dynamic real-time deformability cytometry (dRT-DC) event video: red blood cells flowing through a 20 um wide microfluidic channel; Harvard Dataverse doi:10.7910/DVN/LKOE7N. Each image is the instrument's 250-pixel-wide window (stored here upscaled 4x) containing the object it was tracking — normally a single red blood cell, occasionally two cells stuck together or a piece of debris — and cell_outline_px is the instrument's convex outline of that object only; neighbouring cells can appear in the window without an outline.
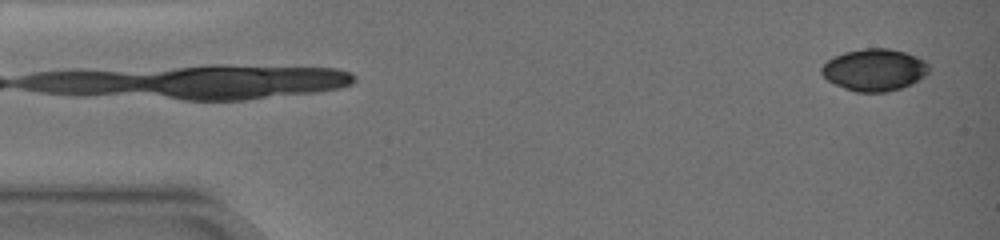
{"species": "common noctule bat (a hibernating species)", "species_latin": "Nyctalus noctula", "temperature_condition": "warm", "stored_images_in_passage": 2, "camera_frame_rate_fps": 3000, "um_per_image_px": 0.085, "animal": {"sex": "female", "body_mass_g": 19.0, "forearm_length_mm": 51.5}, "frame": {"image": 1, "passage_image": 2, "time_ms": 1.0, "image_size_px": [1000, 240], "cell_outline_px": [[928, 72], [924, 76], [912, 84], [888, 92], [856, 92], [844, 88], [828, 80], [820, 72], [820, 68], [832, 56], [844, 52], [864, 48], [888, 48], [904, 52], [916, 56], [924, 60], [928, 64]], "centroid_in_image_um": [74.31, 5.93], "position_along_channel_um": 10.7, "area_um2": 26.3}}